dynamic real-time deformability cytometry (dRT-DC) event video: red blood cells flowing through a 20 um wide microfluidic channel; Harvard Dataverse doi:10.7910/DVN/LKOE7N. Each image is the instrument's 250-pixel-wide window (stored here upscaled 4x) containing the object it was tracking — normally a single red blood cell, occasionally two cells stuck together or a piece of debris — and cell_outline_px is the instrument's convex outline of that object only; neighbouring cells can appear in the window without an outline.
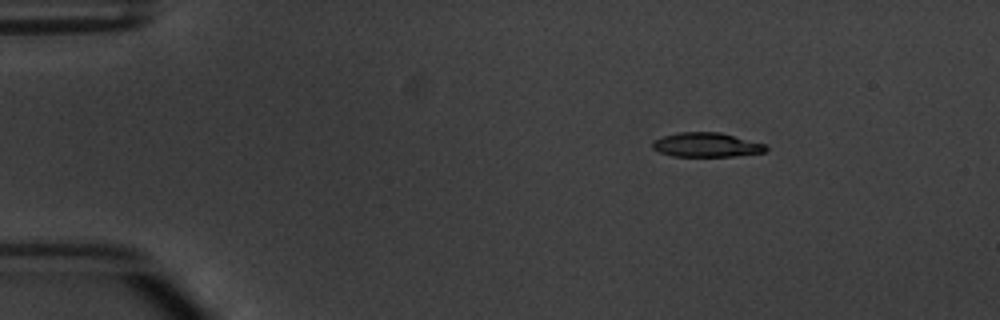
{"species": "common noctule bat (a hibernating species)", "species_latin": "Nyctalus noctula", "temperature_condition": "warm", "stored_images_in_passage": 6, "camera_frame_rate_fps": 3000, "um_per_image_px": 0.085, "animal": {"sex": "male", "body_mass_g": 20.1, "forearm_length_mm": 53.5}, "frame": {"image": 1, "passage_image": 6, "time_ms": 6.0, "image_size_px": [1000, 320], "cell_outline_px": [[768, 148], [764, 152], [736, 156], [672, 156], [660, 152], [652, 148], [652, 140], [664, 136], [680, 132], [720, 132], [768, 144]], "centroid_in_image_um": [60.08, 12.31], "position_along_channel_um": 24.9, "area_um2": 16.18}}